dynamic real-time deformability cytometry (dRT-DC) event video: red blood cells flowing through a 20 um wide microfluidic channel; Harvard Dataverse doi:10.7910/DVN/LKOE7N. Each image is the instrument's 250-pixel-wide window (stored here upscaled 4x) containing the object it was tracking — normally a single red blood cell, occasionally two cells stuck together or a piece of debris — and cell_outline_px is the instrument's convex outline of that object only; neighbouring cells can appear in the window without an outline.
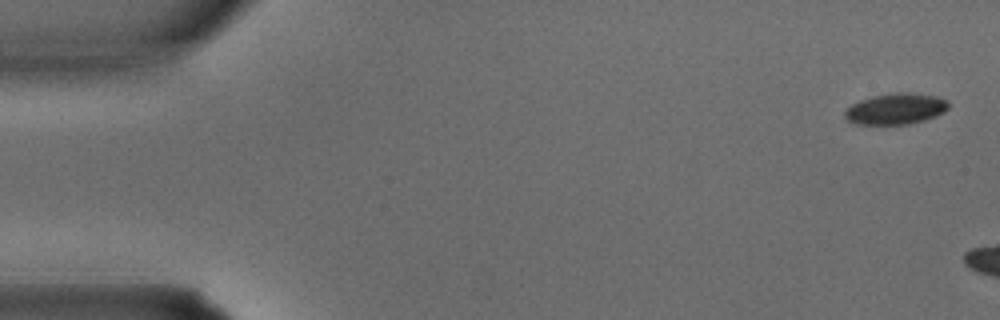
{"species": "common noctule bat (a hibernating species)", "species_latin": "Nyctalus noctula", "temperature_condition": "warm", "stored_images_in_passage": 5, "camera_frame_rate_fps": 3000, "um_per_image_px": 0.085, "animal": {"sex": "male", "body_mass_g": 15.6}, "frame": {"image": 1, "passage_image": 1, "time_ms": 0.0, "image_size_px": [1000, 320], "cell_outline_px": [[948, 108], [944, 112], [936, 116], [924, 120], [908, 124], [856, 124], [848, 120], [844, 116], [844, 112], [852, 104], [860, 100], [872, 96], [892, 92], [908, 92], [936, 96], [948, 100]], "centroid_in_image_um": [76.15, 9.24], "position_along_channel_um": 8.9, "area_um2": 18.79}}